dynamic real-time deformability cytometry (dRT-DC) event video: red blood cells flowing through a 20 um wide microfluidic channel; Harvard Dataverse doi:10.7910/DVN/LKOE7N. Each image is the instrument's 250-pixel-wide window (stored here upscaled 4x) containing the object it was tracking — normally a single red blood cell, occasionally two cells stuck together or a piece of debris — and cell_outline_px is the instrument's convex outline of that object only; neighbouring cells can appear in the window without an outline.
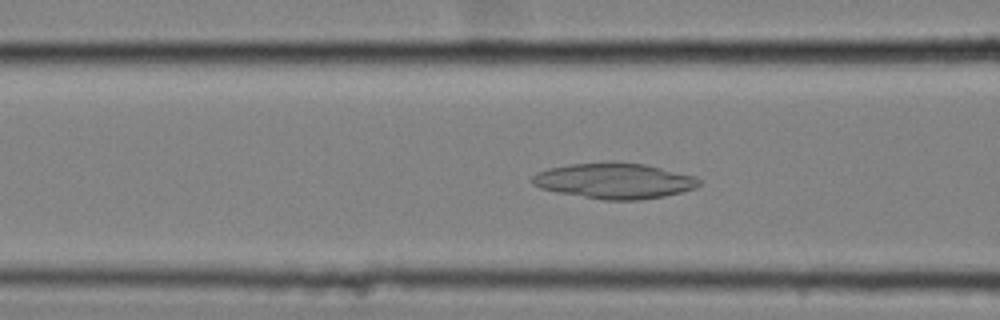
{"species": "common noctule bat (a hibernating species)", "species_latin": "Nyctalus noctula", "temperature_condition": "cold", "stored_images_in_passage": 50, "camera_frame_rate_fps": 3000, "um_per_image_px": 0.085, "animal": {"sex": "female", "body_mass_g": 25.1}, "frame": {"image": 1, "passage_image": 23, "time_ms": 7.333, "image_size_px": [1000, 320], "cell_outline_px": [[700, 184], [696, 188], [664, 196], [640, 200], [604, 200], [556, 192], [540, 188], [532, 184], [532, 176], [536, 172], [548, 168], [572, 164], [644, 164], [696, 176], [700, 180]], "centroid_in_image_um": [52.22, 15.4], "position_along_channel_um": 114.4, "area_um2": 33.93}}
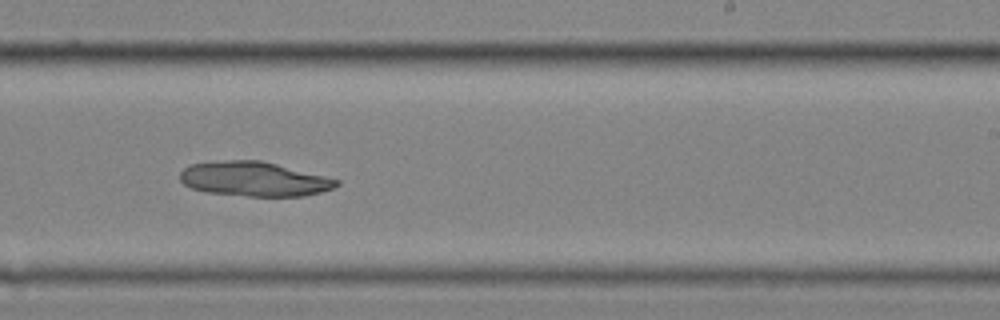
{"frame": {"image": 2, "passage_image": 36, "time_ms": 11.667, "image_size_px": [1000, 320], "cell_outline_px": [[340, 184], [336, 188], [304, 196], [248, 196], [204, 192], [192, 188], [184, 184], [180, 180], [180, 172], [188, 164], [224, 160], [260, 160], [340, 180]], "centroid_in_image_um": [21.58, 15.22], "position_along_channel_um": 267.4, "area_um2": 31.5}}
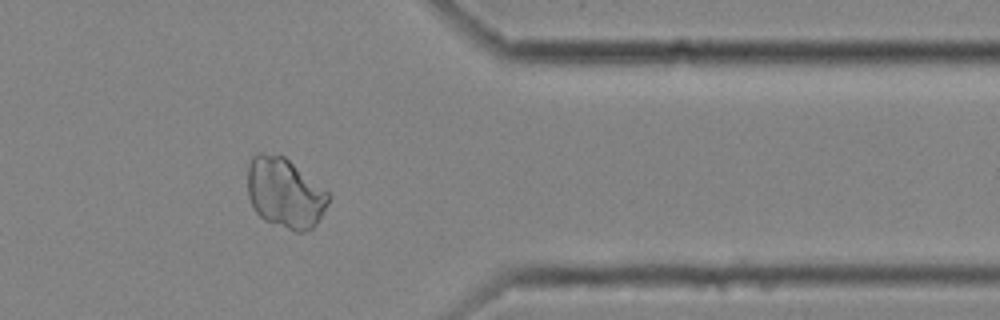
{"frame": {"image": 3, "passage_image": 47, "time_ms": 15.333, "image_size_px": [1000, 320], "cell_outline_px": [[332, 196], [316, 224], [312, 228], [304, 232], [296, 232], [264, 220], [256, 212], [248, 196], [248, 168], [252, 156], [256, 152], [260, 152], [284, 156], [328, 192]], "centroid_in_image_um": [24.21, 16.4], "position_along_channel_um": 387.2, "area_um2": 32.89}}